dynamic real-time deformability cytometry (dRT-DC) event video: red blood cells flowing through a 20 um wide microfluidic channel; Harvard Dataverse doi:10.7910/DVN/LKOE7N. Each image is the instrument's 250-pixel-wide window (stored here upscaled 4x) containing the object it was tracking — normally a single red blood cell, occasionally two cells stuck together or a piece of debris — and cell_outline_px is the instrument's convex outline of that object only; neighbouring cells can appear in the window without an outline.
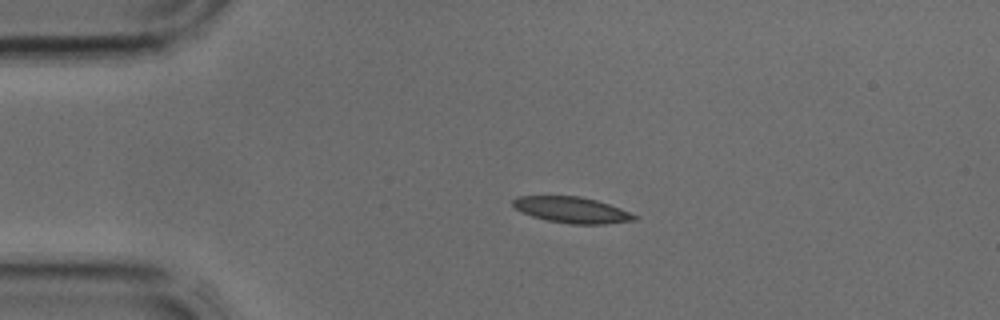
{"species": "common noctule bat (a hibernating species)", "species_latin": "Nyctalus noctula", "temperature_condition": "cold", "stored_images_in_passage": 33, "camera_frame_rate_fps": 3000, "um_per_image_px": 0.085, "animal": {"sex": "male", "body_mass_g": 17.9, "forearm_length_mm": 54.2}, "frame": {"image": 1, "passage_image": 1, "time_ms": 0.0, "image_size_px": [1000, 320], "cell_outline_px": [[640, 216], [636, 220], [604, 224], [572, 224], [548, 220], [532, 216], [520, 212], [512, 204], [512, 200], [516, 196], [580, 196], [596, 200], [620, 208]], "centroid_in_image_um": [48.61, 17.84], "position_along_channel_um": 36.4, "area_um2": 18.44}}
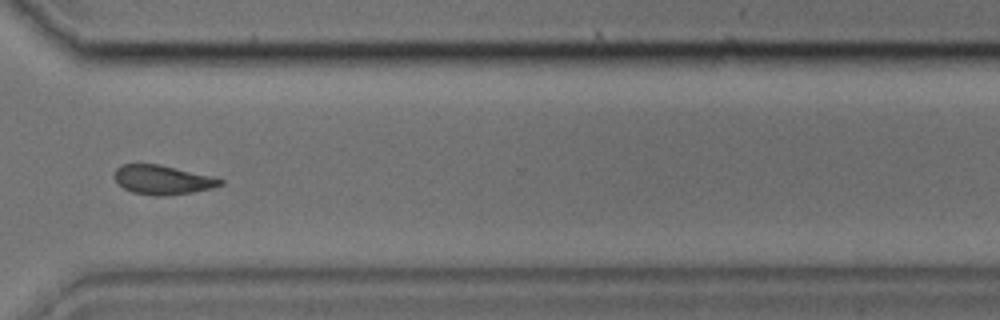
{"frame": {"image": 2, "passage_image": 23, "time_ms": 7.333, "image_size_px": [1000, 320], "cell_outline_px": [[224, 184], [212, 188], [192, 192], [164, 196], [156, 196], [132, 192], [124, 188], [116, 180], [116, 168], [120, 164], [160, 164], [216, 176], [224, 180]], "centroid_in_image_um": [13.89, 15.27], "position_along_channel_um": 356.7, "area_um2": 18.15}}
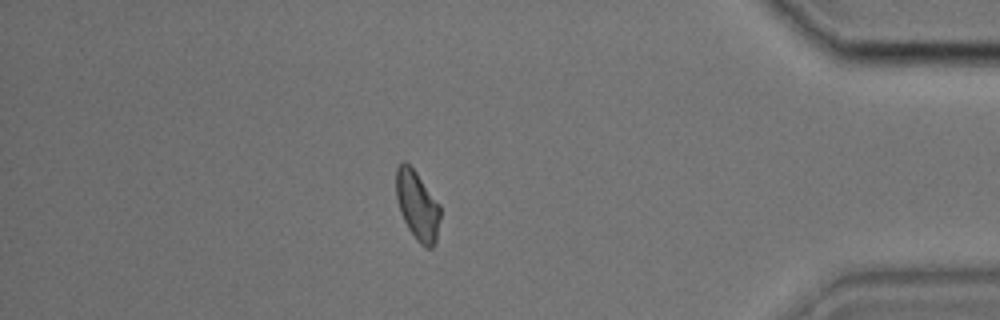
{"frame": {"image": 3, "passage_image": 28, "time_ms": 9.0, "image_size_px": [1000, 320], "cell_outline_px": [[440, 216], [436, 240], [432, 248], [424, 248], [416, 240], [408, 228], [400, 212], [396, 196], [396, 168], [404, 160], [416, 172], [440, 204]], "centroid_in_image_um": [35.47, 17.48], "position_along_channel_um": 399.7, "area_um2": 17.74}}